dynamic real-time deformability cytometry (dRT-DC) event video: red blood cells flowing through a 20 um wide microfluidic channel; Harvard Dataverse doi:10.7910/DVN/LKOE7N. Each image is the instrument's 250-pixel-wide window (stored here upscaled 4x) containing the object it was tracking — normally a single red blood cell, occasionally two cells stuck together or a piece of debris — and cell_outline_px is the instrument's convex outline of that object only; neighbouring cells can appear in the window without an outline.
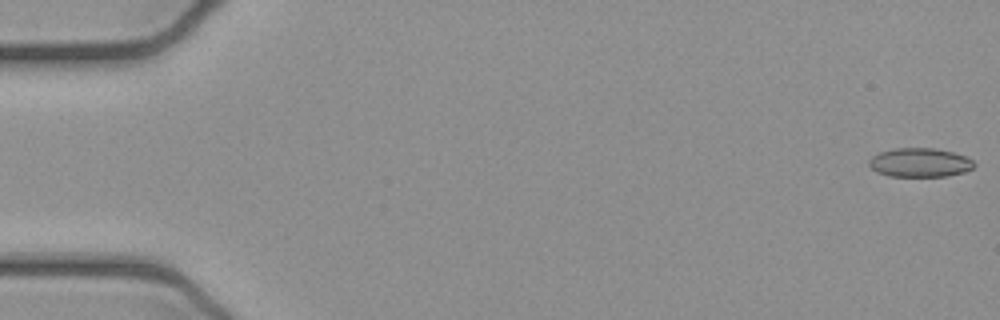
{"species": "common noctule bat (a hibernating species)", "species_latin": "Nyctalus noctula", "temperature_condition": "cold", "stored_images_in_passage": 52, "camera_frame_rate_fps": 3000, "um_per_image_px": 0.085, "animal": {"sex": "female", "body_mass_g": 21.9}, "frame": {"image": 1, "passage_image": 1, "time_ms": 0.0, "image_size_px": [1000, 320], "cell_outline_px": [[976, 164], [972, 168], [964, 172], [948, 176], [888, 176], [876, 172], [868, 164], [868, 160], [872, 156], [880, 152], [892, 148], [936, 148], [952, 152], [964, 156], [972, 160]], "centroid_in_image_um": [78.16, 13.81], "position_along_channel_um": 6.8, "area_um2": 17.8}}
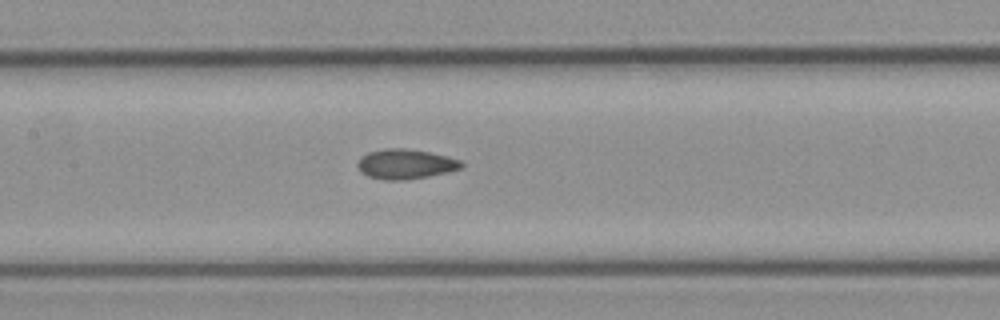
{"frame": {"image": 2, "passage_image": 25, "time_ms": 8.0, "image_size_px": [1000, 320], "cell_outline_px": [[464, 168], [448, 172], [428, 176], [404, 180], [384, 180], [368, 176], [360, 172], [356, 164], [360, 156], [368, 152], [384, 148], [404, 148], [428, 152], [460, 160], [464, 164]], "centroid_in_image_um": [34.43, 13.95], "position_along_channel_um": 173.0, "area_um2": 18.15}}
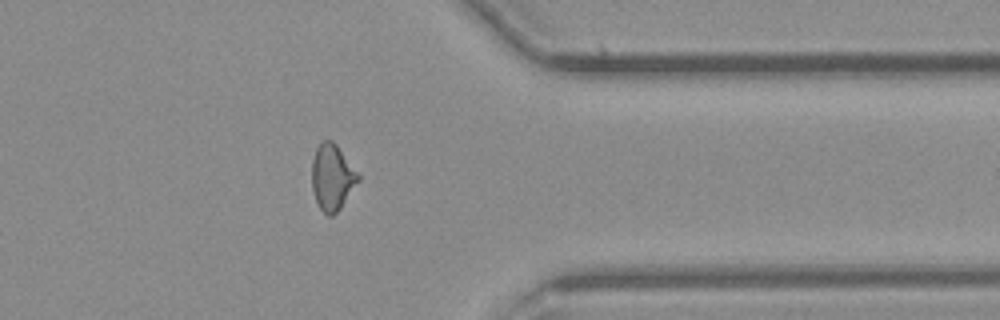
{"frame": {"image": 3, "passage_image": 42, "time_ms": 13.667, "image_size_px": [1000, 320], "cell_outline_px": [[360, 180], [340, 208], [332, 216], [328, 216], [320, 208], [316, 200], [312, 188], [312, 160], [316, 148], [324, 140], [332, 140], [336, 144], [360, 176]], "centroid_in_image_um": [28.23, 15.07], "position_along_channel_um": 383.2, "area_um2": 17.57}, "authors_computed_cell_mechanics": {"area_um2": 17.8891, "velocity_mm_per_s": 3.9157, "shape_relaxation_time_tau1_ms": null, "shape_relaxation_time_tau2_ms": 1.8958, "deformation_change_tau1": null, "deformation_change_tau2": 0.0599}}